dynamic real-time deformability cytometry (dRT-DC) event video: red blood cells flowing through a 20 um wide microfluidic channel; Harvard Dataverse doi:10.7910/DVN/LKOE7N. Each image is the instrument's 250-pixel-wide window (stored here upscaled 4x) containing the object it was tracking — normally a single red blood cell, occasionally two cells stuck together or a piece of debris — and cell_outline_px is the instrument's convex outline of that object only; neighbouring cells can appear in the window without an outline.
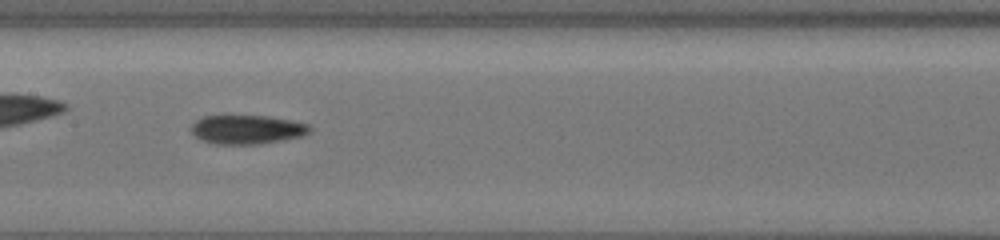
{"species": "common noctule bat (a hibernating species)", "species_latin": "Nyctalus noctula", "temperature_condition": "cold", "stored_images_in_passage": 53, "camera_frame_rate_fps": 3000, "um_per_image_px": 0.085, "animal": {"sex": "female", "body_mass_g": 19.5, "forearm_length_mm": 54.1}, "frame": {"image": 1, "passage_image": 31, "time_ms": 10.0, "image_size_px": [1000, 240], "cell_outline_px": [[312, 128], [304, 136], [260, 144], [216, 144], [200, 140], [192, 132], [192, 124], [196, 120], [204, 116], [268, 116], [308, 124]], "centroid_in_image_um": [20.99, 11.02], "position_along_channel_um": 186.4, "area_um2": 19.88}}